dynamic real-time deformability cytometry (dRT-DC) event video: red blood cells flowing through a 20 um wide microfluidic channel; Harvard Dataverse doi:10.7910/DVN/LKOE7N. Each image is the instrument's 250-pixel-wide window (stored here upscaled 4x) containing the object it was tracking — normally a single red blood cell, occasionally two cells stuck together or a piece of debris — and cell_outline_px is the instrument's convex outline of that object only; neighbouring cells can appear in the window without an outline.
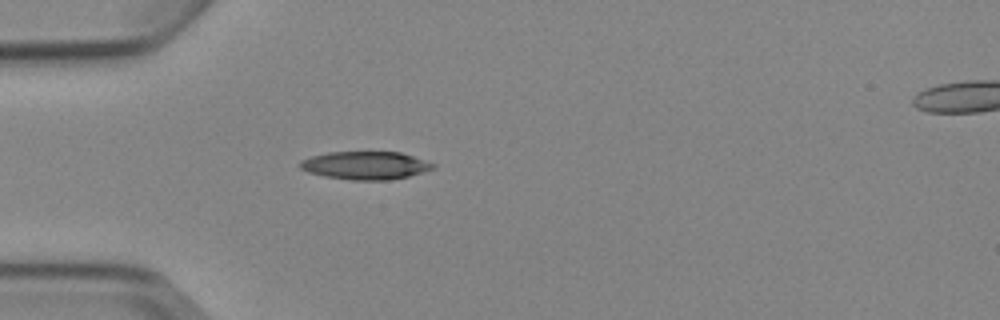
{"species": "Egyptian fruit bat (a non-hibernating species)", "species_latin": "Rousettus aegyptiacus", "temperature_condition": "cold", "stored_images_in_passage": 6, "camera_frame_rate_fps": 3000, "um_per_image_px": 0.085, "animal": {"sex": "female"}, "frame": {"image": 1, "passage_image": 6, "time_ms": 6.0, "image_size_px": [1000, 320], "cell_outline_px": [[436, 168], [408, 176], [388, 180], [352, 180], [324, 176], [308, 172], [300, 168], [300, 160], [312, 156], [328, 152], [400, 152], [436, 164]], "centroid_in_image_um": [31.06, 14.06], "position_along_channel_um": 53.9, "area_um2": 21.62}}